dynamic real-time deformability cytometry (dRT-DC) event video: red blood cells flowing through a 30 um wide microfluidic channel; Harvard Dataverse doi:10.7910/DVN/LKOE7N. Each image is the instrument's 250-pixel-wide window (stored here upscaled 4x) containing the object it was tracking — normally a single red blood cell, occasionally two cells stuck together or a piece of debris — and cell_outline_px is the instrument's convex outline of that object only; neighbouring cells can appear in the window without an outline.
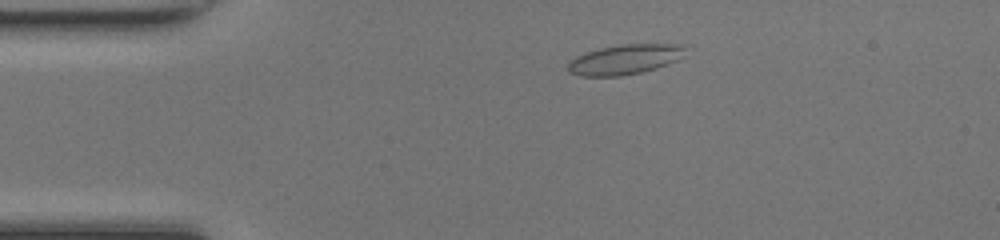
{"species": "common noctule bat (a hibernating species)", "species_latin": "Nyctalus noctula", "temperature_condition": "room temperature", "stored_images_in_passage": 46, "camera_frame_rate_fps": 3000, "um_per_image_px": 0.085, "animal": {"sex": "female", "body_mass_g": 17.0, "forearm_length_mm": 48.0}, "frame": {"image": 1, "passage_image": 7, "time_ms": 2.0, "image_size_px": [1000, 240], "cell_outline_px": [[684, 48], [676, 60], [668, 64], [656, 68], [640, 72], [620, 76], [580, 76], [568, 72], [568, 60], [576, 56], [600, 48], [620, 44], [684, 44]], "centroid_in_image_um": [53.03, 5.05], "position_along_channel_um": 32.0, "area_um2": 20.23}}
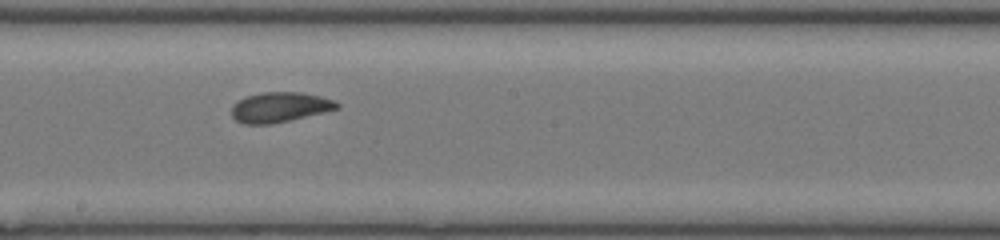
{"frame": {"image": 2, "passage_image": 24, "time_ms": 7.667, "image_size_px": [1000, 240], "cell_outline_px": [[340, 108], [324, 112], [288, 120], [268, 124], [244, 124], [236, 120], [232, 116], [232, 104], [244, 96], [260, 92], [300, 92], [320, 96], [336, 100], [340, 104]], "centroid_in_image_um": [23.77, 9.09], "position_along_channel_um": 224.4, "area_um2": 18.5}}
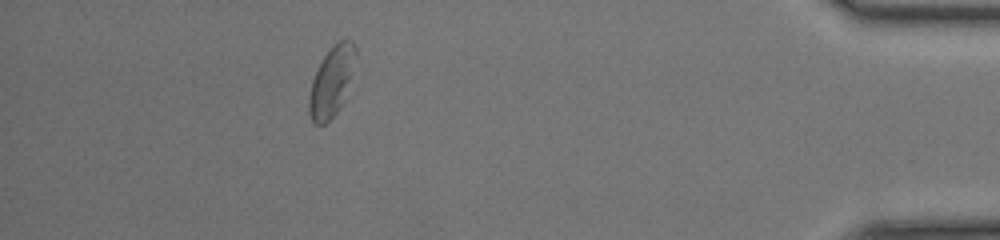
{"frame": {"image": 3, "passage_image": 41, "time_ms": 13.333, "image_size_px": [1000, 240], "cell_outline_px": [[356, 52], [340, 104], [336, 112], [324, 124], [316, 124], [312, 120], [308, 112], [308, 96], [312, 80], [324, 56], [332, 44], [340, 40], [352, 40], [356, 48]], "centroid_in_image_um": [28.11, 6.91], "position_along_channel_um": 407.1, "area_um2": 17.92}, "authors_computed_cell_mechanics": {"area_um2": 18.7272, "velocity_mm_per_s": 4.224, "shape_relaxation_time_tau1_ms": 2.939, "shape_relaxation_time_tau2_ms": 1.3083, "deformation_change_tau1": 0.0854, "deformation_change_tau2": 0.0496}}